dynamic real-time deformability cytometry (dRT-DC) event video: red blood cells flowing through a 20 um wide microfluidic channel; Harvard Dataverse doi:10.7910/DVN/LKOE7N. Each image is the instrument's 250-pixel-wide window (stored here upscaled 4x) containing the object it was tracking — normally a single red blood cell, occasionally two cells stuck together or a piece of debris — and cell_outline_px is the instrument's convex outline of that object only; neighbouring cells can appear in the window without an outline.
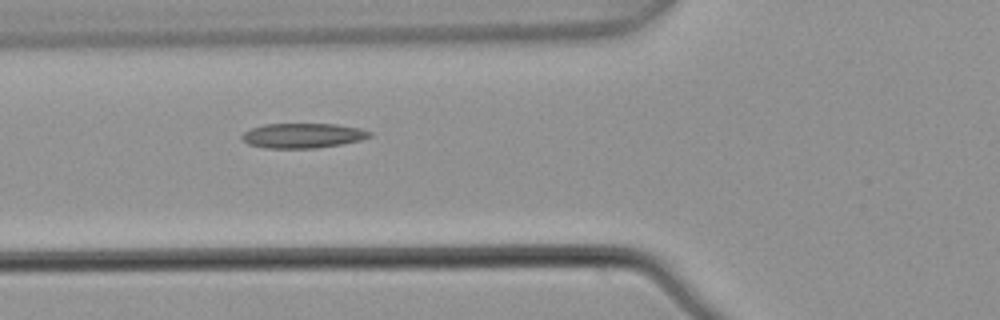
{"species": "common noctule bat (a hibernating species)", "species_latin": "Nyctalus noctula", "temperature_condition": "warm", "stored_images_in_passage": 6, "camera_frame_rate_fps": 3000, "um_per_image_px": 0.085, "animal": {"sex": "male", "body_mass_g": 21.5, "forearm_length_mm": 52.0}, "frame": {"image": 1, "passage_image": 6, "time_ms": 1.667, "image_size_px": [1000, 320], "cell_outline_px": [[372, 136], [360, 140], [340, 144], [316, 148], [264, 148], [248, 144], [240, 136], [244, 132], [252, 128], [264, 124], [336, 124], [360, 128], [372, 132]], "centroid_in_image_um": [25.74, 11.52], "position_along_channel_um": 100.1, "area_um2": 18.44}}